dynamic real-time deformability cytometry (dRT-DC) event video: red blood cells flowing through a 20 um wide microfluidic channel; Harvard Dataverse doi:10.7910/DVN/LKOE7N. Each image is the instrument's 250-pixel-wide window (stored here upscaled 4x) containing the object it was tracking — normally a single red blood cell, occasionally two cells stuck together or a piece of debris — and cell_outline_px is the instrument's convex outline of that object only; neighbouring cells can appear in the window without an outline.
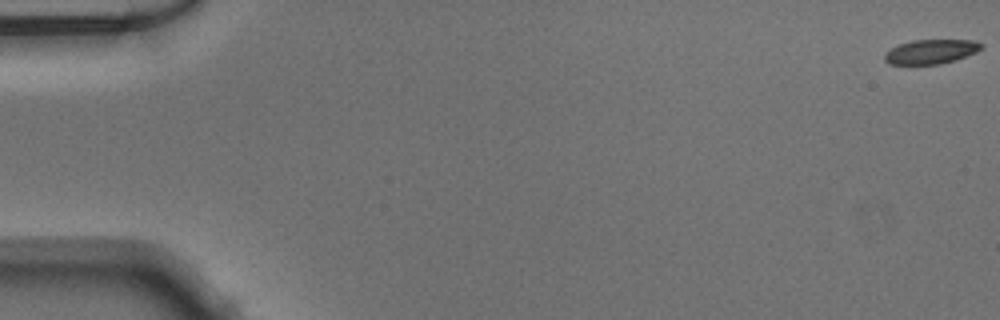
{"species": "Egyptian fruit bat (a non-hibernating species)", "species_latin": "Rousettus aegyptiacus", "temperature_condition": "warm", "stored_images_in_passage": 50, "camera_frame_rate_fps": 3000, "um_per_image_px": 0.085, "animal": {"sex": "male"}, "frame": {"image": 1, "passage_image": 1, "time_ms": 0.0, "image_size_px": [1000, 320], "cell_outline_px": [[984, 44], [976, 52], [956, 60], [940, 64], [892, 64], [884, 60], [884, 56], [892, 48], [900, 44], [912, 40], [972, 40]], "centroid_in_image_um": [79.16, 4.39], "position_along_channel_um": 5.8, "area_um2": 13.53}}
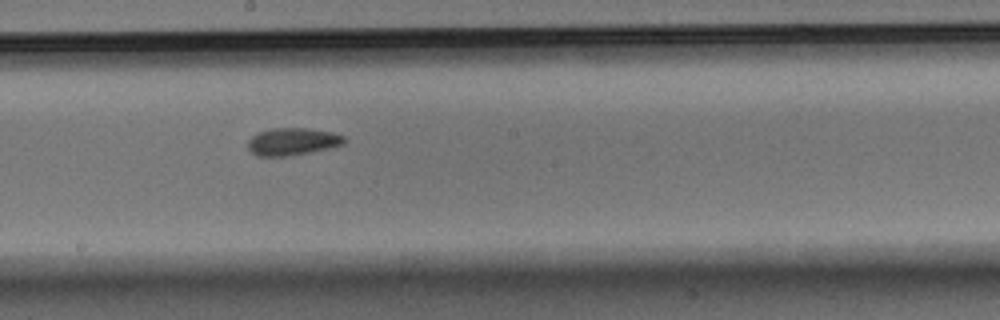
{"frame": {"image": 2, "passage_image": 29, "time_ms": 9.333, "image_size_px": [1000, 320], "cell_outline_px": [[348, 140], [344, 144], [328, 148], [288, 156], [256, 156], [248, 148], [248, 140], [252, 136], [260, 132], [272, 128], [304, 128], [332, 132], [344, 136]], "centroid_in_image_um": [24.87, 12.03], "position_along_channel_um": 223.3, "area_um2": 15.26}}
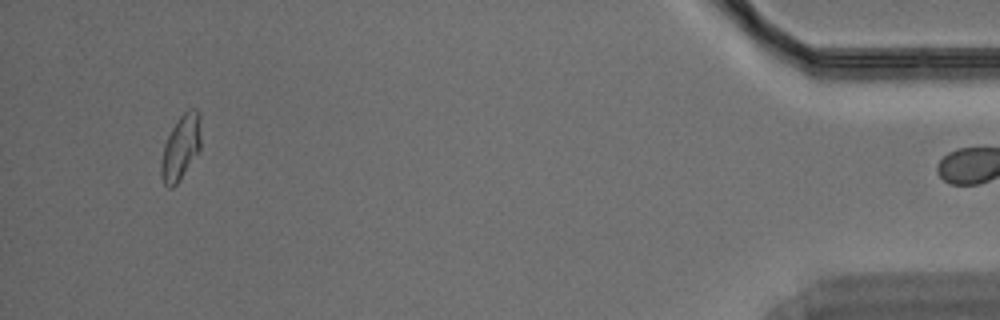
{"frame": {"image": 3, "passage_image": 49, "time_ms": 16.0, "image_size_px": [1000, 320], "cell_outline_px": [[200, 148], [176, 184], [172, 188], [168, 188], [164, 184], [160, 176], [160, 164], [164, 144], [172, 128], [180, 116], [188, 108], [196, 108], [200, 112]], "centroid_in_image_um": [15.35, 12.5], "position_along_channel_um": 419.9, "area_um2": 14.91}}